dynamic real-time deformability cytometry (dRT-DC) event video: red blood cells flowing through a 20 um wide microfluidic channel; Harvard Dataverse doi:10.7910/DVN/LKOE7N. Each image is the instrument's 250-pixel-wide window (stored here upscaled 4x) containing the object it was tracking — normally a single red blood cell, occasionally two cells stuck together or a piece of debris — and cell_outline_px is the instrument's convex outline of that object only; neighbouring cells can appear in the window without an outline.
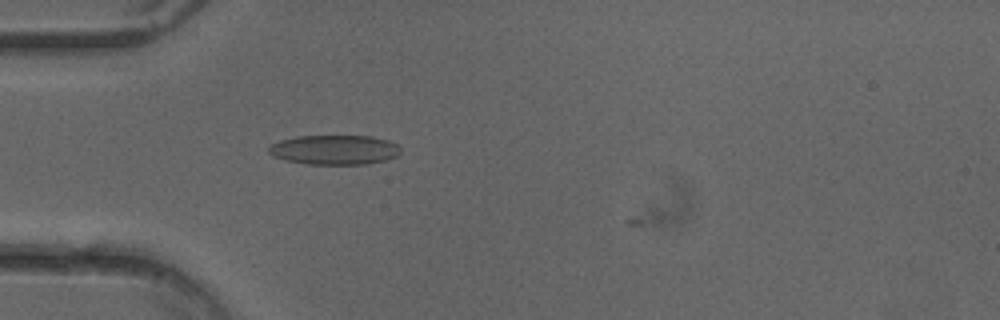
{"species": "common noctule bat (a hibernating species)", "species_latin": "Nyctalus noctula", "temperature_condition": "cold", "stored_images_in_passage": 3, "camera_frame_rate_fps": 3000, "um_per_image_px": 0.085, "animal": {"sex": "female"}, "frame": {"image": 1, "passage_image": 2, "time_ms": 0.333, "image_size_px": [1000, 320], "cell_outline_px": [[400, 152], [396, 156], [384, 160], [368, 164], [308, 164], [284, 160], [272, 156], [268, 152], [268, 148], [272, 144], [280, 140], [296, 136], [372, 136], [388, 140], [396, 144], [400, 148]], "centroid_in_image_um": [28.41, 12.73], "position_along_channel_um": 56.6, "area_um2": 22.77}}